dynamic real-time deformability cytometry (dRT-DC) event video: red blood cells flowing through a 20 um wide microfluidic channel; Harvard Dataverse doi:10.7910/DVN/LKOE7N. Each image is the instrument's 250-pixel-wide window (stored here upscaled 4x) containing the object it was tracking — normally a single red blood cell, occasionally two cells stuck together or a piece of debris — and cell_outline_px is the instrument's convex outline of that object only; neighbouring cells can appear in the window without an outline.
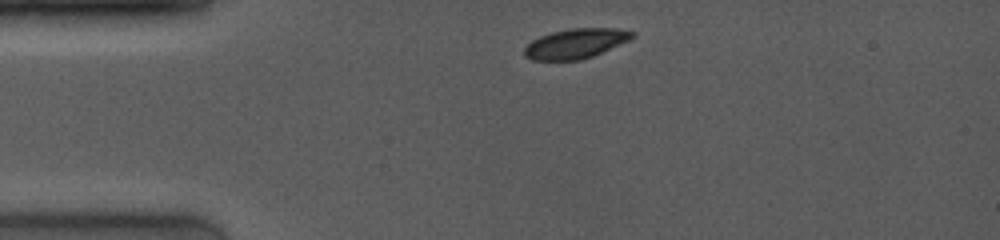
{"species": "common noctule bat (a hibernating species)", "species_latin": "Nyctalus noctula", "temperature_condition": "room temperature", "stored_images_in_passage": 6, "camera_frame_rate_fps": 4000, "um_per_image_px": 0.085, "animal": {"sex": "female", "body_mass_g": 19.0, "forearm_length_mm": 53.3}, "frame": {"image": 1, "passage_image": 1, "time_ms": 0.0, "image_size_px": [1000, 240], "cell_outline_px": [[636, 36], [628, 40], [592, 56], [580, 60], [532, 60], [524, 56], [524, 48], [532, 40], [540, 36], [552, 32], [572, 28], [612, 28], [636, 32]], "centroid_in_image_um": [48.91, 3.7], "position_along_channel_um": 36.1, "area_um2": 18.55}}
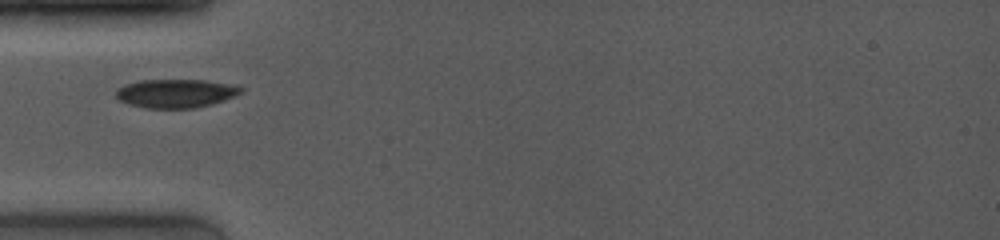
{"frame": {"image": 2, "passage_image": 4, "time_ms": 1.75, "image_size_px": [1000, 240], "cell_outline_px": [[244, 92], [224, 100], [212, 104], [196, 108], [144, 108], [128, 104], [120, 100], [116, 96], [116, 88], [124, 84], [140, 80], [204, 80], [236, 84], [244, 88]], "centroid_in_image_um": [14.97, 7.93], "position_along_channel_um": 70.0, "area_um2": 21.15}}